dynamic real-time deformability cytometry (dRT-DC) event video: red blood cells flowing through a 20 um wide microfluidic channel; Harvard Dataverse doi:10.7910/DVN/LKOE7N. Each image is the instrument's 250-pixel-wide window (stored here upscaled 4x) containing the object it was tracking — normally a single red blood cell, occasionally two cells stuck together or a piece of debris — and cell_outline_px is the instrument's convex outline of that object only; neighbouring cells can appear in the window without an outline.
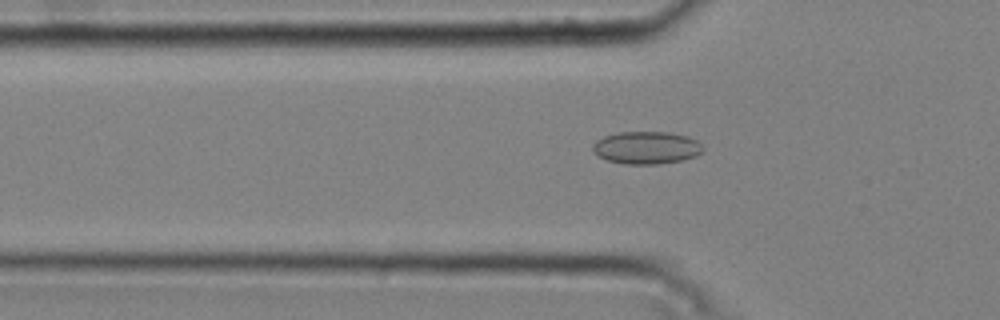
{"species": "common noctule bat (a hibernating species)", "species_latin": "Nyctalus noctula", "temperature_condition": "cold", "stored_images_in_passage": 49, "camera_frame_rate_fps": 3000, "um_per_image_px": 0.085, "animal": {"sex": "male", "body_mass_g": 20.4}, "frame": {"image": 1, "passage_image": 17, "time_ms": 5.333, "image_size_px": [1000, 320], "cell_outline_px": [[704, 152], [696, 156], [680, 160], [656, 164], [624, 164], [608, 160], [592, 152], [592, 144], [596, 140], [604, 136], [616, 132], [668, 132], [684, 136], [696, 140], [704, 148]], "centroid_in_image_um": [54.92, 12.55], "position_along_channel_um": 70.9, "area_um2": 20.87}}
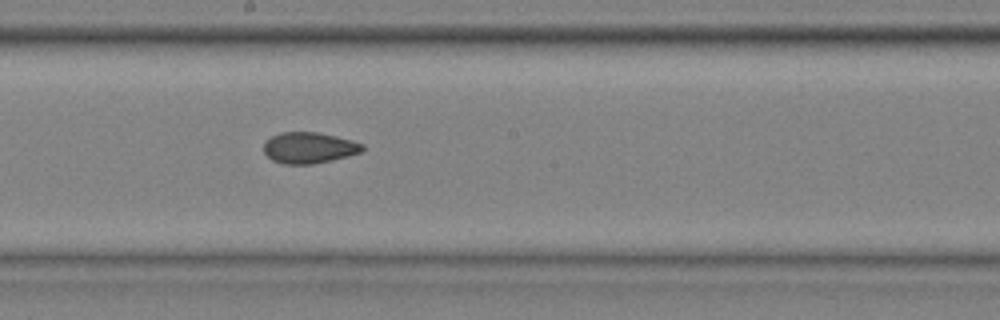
{"frame": {"image": 2, "passage_image": 29, "time_ms": 9.333, "image_size_px": [1000, 320], "cell_outline_px": [[364, 152], [332, 160], [312, 164], [284, 164], [272, 160], [264, 152], [264, 144], [272, 136], [280, 132], [316, 132], [336, 136], [352, 140], [364, 144]], "centroid_in_image_um": [26.31, 12.56], "position_along_channel_um": 221.9, "area_um2": 17.92}}
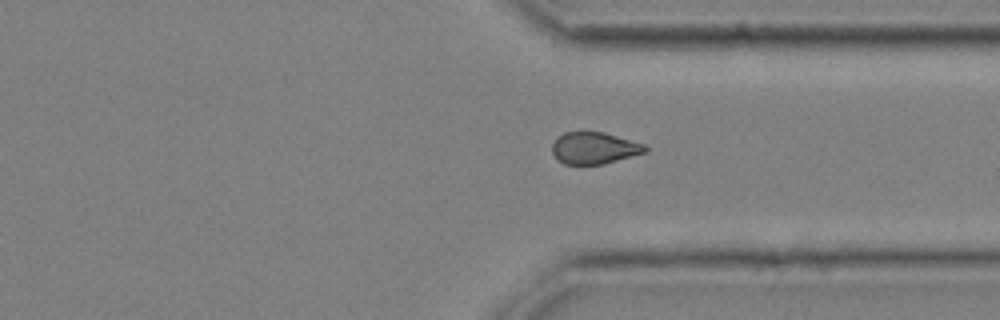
{"frame": {"image": 3, "passage_image": 40, "time_ms": 13.0, "image_size_px": [1000, 320], "cell_outline_px": [[648, 152], [604, 164], [564, 164], [556, 160], [552, 152], [552, 144], [564, 132], [584, 128], [604, 132], [644, 144], [648, 148]], "centroid_in_image_um": [50.49, 12.55], "position_along_channel_um": 360.9, "area_um2": 17.86}, "authors_computed_cell_mechanics": {"area_um2": 18.4382, "velocity_mm_per_s": 3.7737, "shape_relaxation_time_tau1_ms": null, "shape_relaxation_time_tau2_ms": 4.0296, "deformation_change_tau1": null, "deformation_change_tau2": 0.0807}}